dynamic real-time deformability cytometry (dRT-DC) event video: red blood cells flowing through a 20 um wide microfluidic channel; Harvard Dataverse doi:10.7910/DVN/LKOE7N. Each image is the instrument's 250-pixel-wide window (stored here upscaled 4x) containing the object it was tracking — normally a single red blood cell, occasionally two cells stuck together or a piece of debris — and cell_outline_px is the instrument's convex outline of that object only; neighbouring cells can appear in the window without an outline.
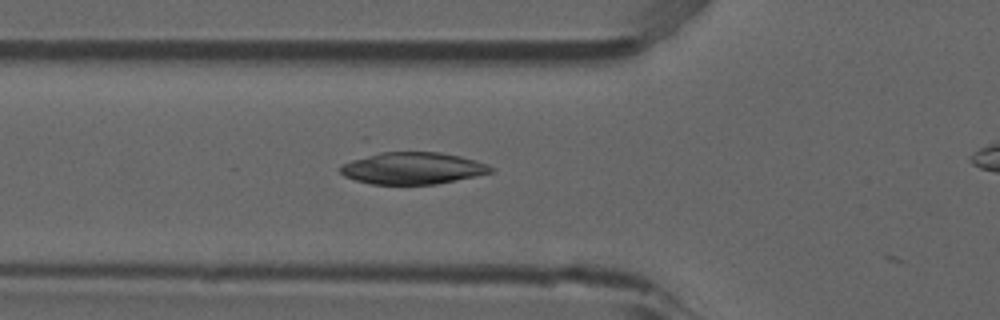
{"species": "common noctule bat (a hibernating species)", "species_latin": "Nyctalus noctula", "temperature_condition": "room temperature", "stored_images_in_passage": 3, "camera_frame_rate_fps": 3000, "um_per_image_px": 0.085, "animal": {"sex": "male", "forearm_length_mm": 52.5}, "frame": {"image": 1, "passage_image": 2, "time_ms": 0.333, "image_size_px": [1000, 320], "cell_outline_px": [[496, 168], [492, 172], [476, 176], [436, 184], [372, 184], [356, 180], [344, 176], [340, 172], [340, 164], [352, 160], [380, 152], [440, 152], [460, 156], [476, 160], [488, 164]], "centroid_in_image_um": [35.1, 14.3], "position_along_channel_um": 90.7, "area_um2": 27.98}}